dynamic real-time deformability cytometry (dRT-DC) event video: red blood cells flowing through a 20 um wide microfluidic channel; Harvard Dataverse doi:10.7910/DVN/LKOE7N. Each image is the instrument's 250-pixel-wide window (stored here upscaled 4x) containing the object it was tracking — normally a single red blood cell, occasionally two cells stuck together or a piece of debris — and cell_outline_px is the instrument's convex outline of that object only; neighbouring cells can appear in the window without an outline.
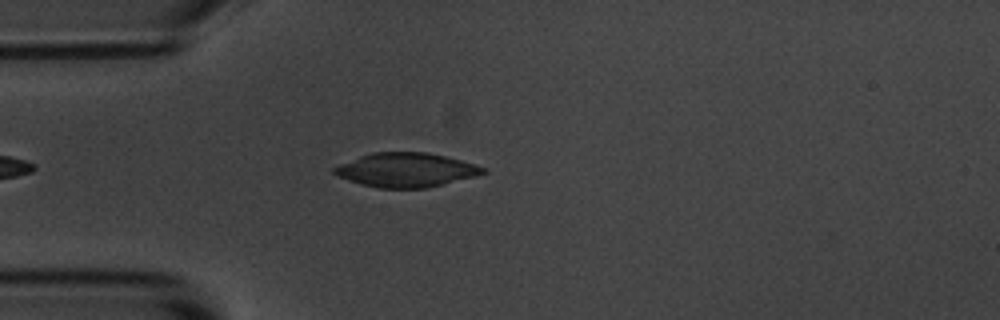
{"species": "common noctule bat (a hibernating species)", "species_latin": "Nyctalus noctula", "temperature_condition": "room temperature", "stored_images_in_passage": 1, "camera_frame_rate_fps": 3000, "um_per_image_px": 0.085, "animal": {"sex": "male", "body_mass_g": 20.1, "forearm_length_mm": 53.5}, "frame": {"image": 1, "passage_image": 1, "time_ms": 0.0, "image_size_px": [1000, 320], "cell_outline_px": [[488, 172], [476, 176], [424, 188], [380, 188], [360, 184], [336, 176], [332, 172], [332, 168], [340, 164], [360, 156], [372, 152], [428, 152], [460, 160], [484, 168]], "centroid_in_image_um": [34.46, 14.44], "position_along_channel_um": 50.5, "area_um2": 29.36}}